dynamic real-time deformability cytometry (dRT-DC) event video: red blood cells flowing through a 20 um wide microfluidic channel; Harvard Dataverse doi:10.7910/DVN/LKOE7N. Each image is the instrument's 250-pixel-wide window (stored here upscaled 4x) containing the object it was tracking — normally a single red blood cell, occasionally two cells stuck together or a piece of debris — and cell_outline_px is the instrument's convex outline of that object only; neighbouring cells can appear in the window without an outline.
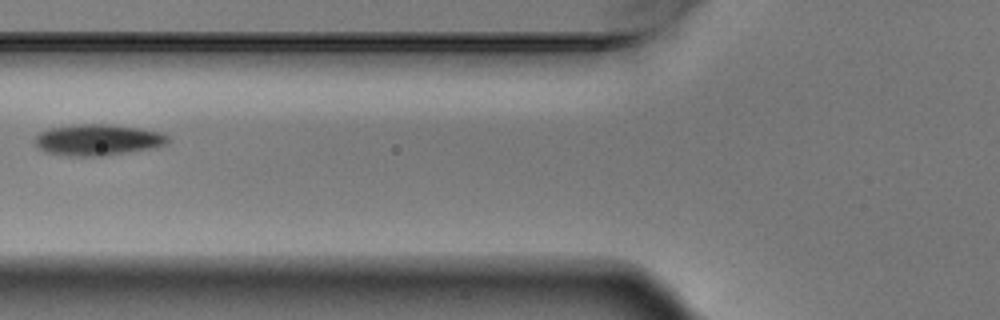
{"species": "Egyptian fruit bat (a non-hibernating species)", "species_latin": "Rousettus aegyptiacus", "temperature_condition": "warm", "stored_images_in_passage": 4, "camera_frame_rate_fps": 3000, "um_per_image_px": 0.085, "animal": {"sex": "male"}, "frame": {"image": 1, "passage_image": 3, "time_ms": 0.667, "image_size_px": [1000, 320], "cell_outline_px": [[168, 140], [164, 144], [148, 148], [100, 156], [68, 156], [48, 152], [40, 148], [36, 144], [36, 136], [40, 132], [48, 128], [76, 124], [108, 124], [140, 128], [160, 132], [168, 136]], "centroid_in_image_um": [8.27, 11.87], "position_along_channel_um": 117.5, "area_um2": 23.7}}
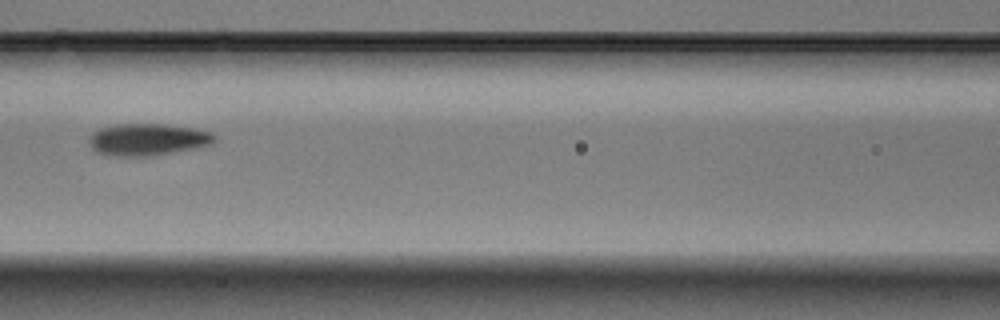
{"frame": {"image": 2, "passage_image": 4, "time_ms": 1.0, "image_size_px": [1000, 320], "cell_outline_px": [[216, 140], [212, 144], [192, 148], [148, 156], [116, 156], [100, 152], [92, 148], [88, 140], [92, 132], [100, 128], [116, 124], [164, 124], [192, 128], [208, 132], [216, 136]], "centroid_in_image_um": [12.52, 11.84], "position_along_channel_um": 154.1, "area_um2": 22.95}}